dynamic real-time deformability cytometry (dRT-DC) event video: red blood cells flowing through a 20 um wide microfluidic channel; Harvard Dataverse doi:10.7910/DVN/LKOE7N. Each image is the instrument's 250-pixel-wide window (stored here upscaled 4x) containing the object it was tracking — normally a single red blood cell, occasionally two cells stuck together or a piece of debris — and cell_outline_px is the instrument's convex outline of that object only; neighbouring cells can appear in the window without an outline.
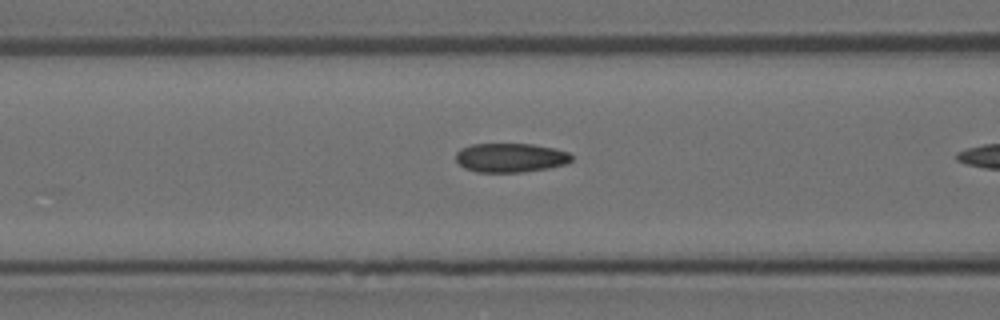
{"species": "Egyptian fruit bat (a non-hibernating species)", "species_latin": "Rousettus aegyptiacus", "temperature_condition": "room temperature", "stored_images_in_passage": 9, "camera_frame_rate_fps": 3000, "um_per_image_px": 0.085, "animal": {"sex": "female"}, "frame": {"image": 1, "passage_image": 8, "time_ms": 2.333, "image_size_px": [1000, 320], "cell_outline_px": [[572, 160], [568, 164], [548, 168], [524, 172], [476, 172], [464, 168], [456, 160], [456, 152], [460, 148], [472, 144], [532, 144], [552, 148], [568, 152], [572, 156]], "centroid_in_image_um": [43.39, 13.41], "position_along_channel_um": 123.2, "area_um2": 19.71}}